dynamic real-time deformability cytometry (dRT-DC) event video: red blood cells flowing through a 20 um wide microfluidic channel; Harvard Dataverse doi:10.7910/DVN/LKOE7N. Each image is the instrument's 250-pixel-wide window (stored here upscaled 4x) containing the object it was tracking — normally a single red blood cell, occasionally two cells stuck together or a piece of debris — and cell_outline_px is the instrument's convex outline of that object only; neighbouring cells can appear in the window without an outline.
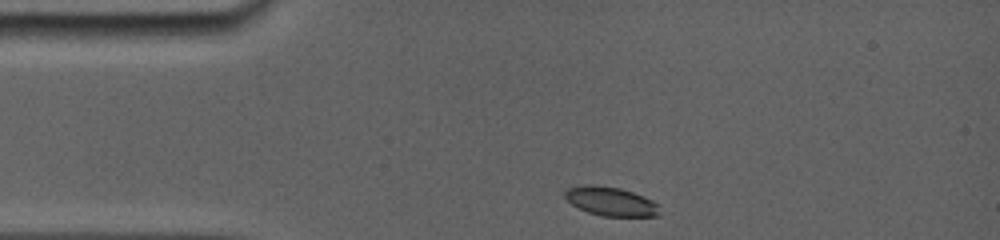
{"species": "common noctule bat (a hibernating species)", "species_latin": "Nyctalus noctula", "temperature_condition": "room temperature", "stored_images_in_passage": 58, "camera_frame_rate_fps": 5000, "um_per_image_px": 0.085, "animal": {"sex": "female", "body_mass_g": 19.0, "forearm_length_mm": 56.7}, "frame": {"image": 1, "passage_image": 1, "time_ms": 0.0, "image_size_px": [1000, 240], "cell_outline_px": [[660, 216], [604, 216], [588, 212], [572, 204], [564, 196], [564, 192], [568, 188], [580, 184], [596, 184], [620, 188], [644, 196], [660, 204]], "centroid_in_image_um": [51.94, 17.1], "position_along_channel_um": 33.1, "area_um2": 16.18}}
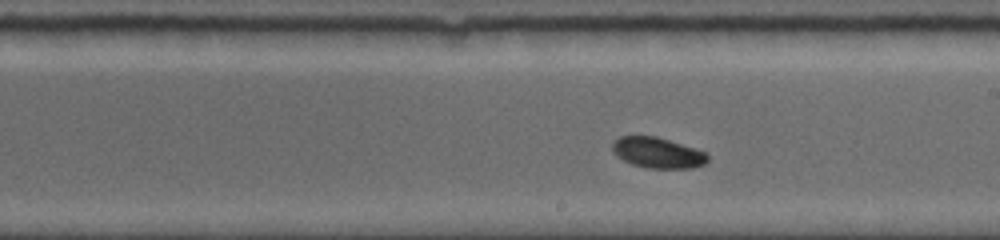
{"frame": {"image": 2, "passage_image": 32, "time_ms": 6.2, "image_size_px": [1000, 240], "cell_outline_px": [[708, 160], [704, 164], [692, 168], [648, 168], [632, 164], [616, 156], [612, 152], [612, 144], [620, 136], [656, 136], [696, 148], [708, 152]], "centroid_in_image_um": [55.92, 12.98], "position_along_channel_um": 233.1, "area_um2": 17.11}}
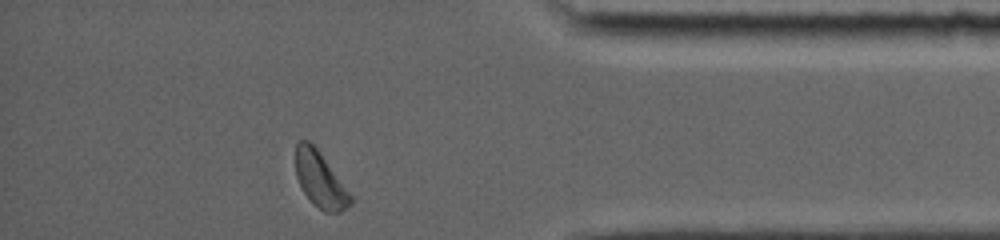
{"frame": {"image": 3, "passage_image": 57, "time_ms": 11.2, "image_size_px": [1000, 240], "cell_outline_px": [[352, 204], [340, 212], [324, 212], [304, 192], [296, 176], [296, 144], [300, 140], [308, 140], [316, 148], [352, 196]], "centroid_in_image_um": [27.21, 15.27], "position_along_channel_um": 408.0, "area_um2": 17.11}, "authors_computed_cell_mechanics": {"area_um2": 17.1088, "velocity_mm_per_s": 3.7838, "shape_relaxation_time_tau1_ms": 2.7505, "shape_relaxation_time_tau2_ms": null, "deformation_change_tau1": 0.0734, "deformation_change_tau2": null}}